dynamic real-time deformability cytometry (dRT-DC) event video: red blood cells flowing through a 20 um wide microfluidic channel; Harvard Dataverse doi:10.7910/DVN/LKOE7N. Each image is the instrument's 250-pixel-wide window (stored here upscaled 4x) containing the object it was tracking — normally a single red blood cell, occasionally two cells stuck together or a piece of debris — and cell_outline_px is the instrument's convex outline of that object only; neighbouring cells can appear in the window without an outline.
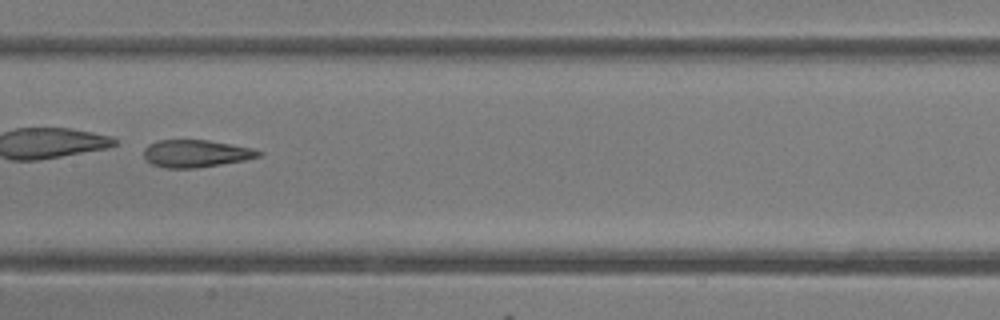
{"species": "common noctule bat (a hibernating species)", "species_latin": "Nyctalus noctula", "temperature_condition": "room temperature", "stored_images_in_passage": 29, "camera_frame_rate_fps": 3000, "um_per_image_px": 0.085, "animal": {"sex": "female"}, "frame": {"image": 1, "passage_image": 9, "time_ms": 2.667, "image_size_px": [1000, 320], "cell_outline_px": [[264, 152], [260, 156], [244, 160], [196, 168], [164, 168], [152, 164], [144, 160], [144, 148], [148, 144], [156, 140], [208, 140], [252, 148]], "centroid_in_image_um": [16.61, 13.05], "position_along_channel_um": 190.8, "area_um2": 18.38}}